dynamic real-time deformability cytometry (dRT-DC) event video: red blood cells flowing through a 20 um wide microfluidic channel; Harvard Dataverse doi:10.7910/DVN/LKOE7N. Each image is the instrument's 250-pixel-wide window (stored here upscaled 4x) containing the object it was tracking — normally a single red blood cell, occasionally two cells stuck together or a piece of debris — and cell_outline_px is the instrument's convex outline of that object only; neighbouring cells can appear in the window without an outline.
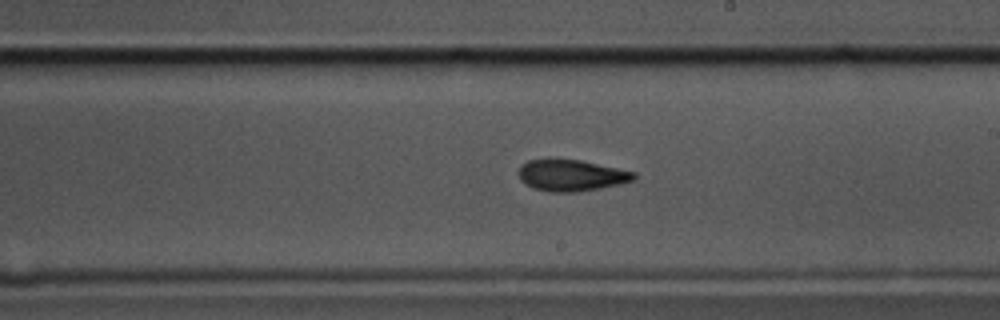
{"species": "common noctule bat (a hibernating species)", "species_latin": "Nyctalus noctula", "temperature_condition": "cold", "stored_images_in_passage": 57, "camera_frame_rate_fps": 3000, "um_per_image_px": 0.085, "animal": {"sex": "male", "body_mass_g": 17.5, "forearm_length_mm": 52.3}, "frame": {"image": 1, "passage_image": 32, "time_ms": 10.333, "image_size_px": [1000, 320], "cell_outline_px": [[636, 180], [620, 184], [600, 188], [576, 192], [548, 192], [532, 188], [520, 180], [520, 164], [528, 160], [580, 160], [636, 172]], "centroid_in_image_um": [48.58, 14.92], "position_along_channel_um": 240.4, "area_um2": 20.98}}
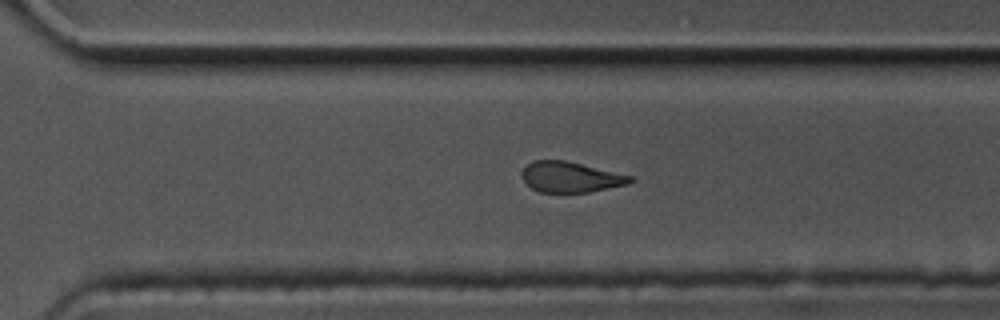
{"frame": {"image": 2, "passage_image": 39, "time_ms": 12.667, "image_size_px": [1000, 320], "cell_outline_px": [[632, 180], [628, 184], [588, 192], [540, 192], [532, 188], [524, 180], [524, 168], [532, 160], [564, 160], [632, 176]], "centroid_in_image_um": [48.5, 15.05], "position_along_channel_um": 322.1, "area_um2": 18.79}}
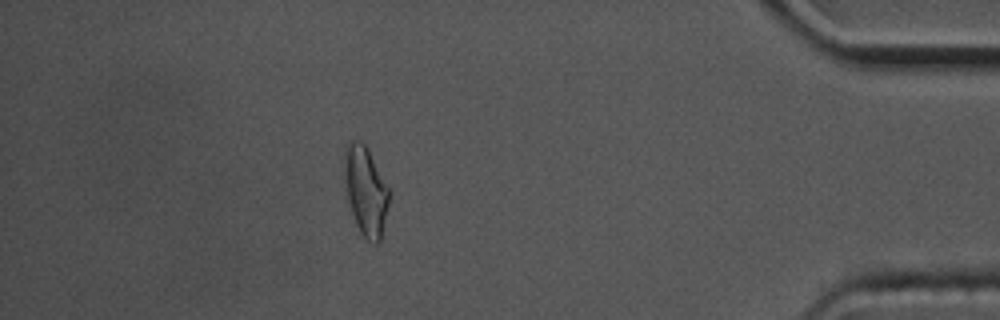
{"frame": {"image": 3, "passage_image": 50, "time_ms": 16.333, "image_size_px": [1000, 320], "cell_outline_px": [[388, 204], [380, 244], [372, 244], [360, 232], [356, 224], [348, 200], [344, 156], [344, 152], [348, 140], [360, 140], [368, 148], [388, 188]], "centroid_in_image_um": [31.09, 16.23], "position_along_channel_um": 404.1, "area_um2": 22.72}, "authors_computed_cell_mechanics": {"area_um2": 21.4438, "velocity_mm_per_s": 3.503, "shape_relaxation_time_tau1_ms": 5.2317, "shape_relaxation_time_tau2_ms": 4.6095, "deformation_change_tau1": 0.1268, "deformation_change_tau2": 0.1113}}